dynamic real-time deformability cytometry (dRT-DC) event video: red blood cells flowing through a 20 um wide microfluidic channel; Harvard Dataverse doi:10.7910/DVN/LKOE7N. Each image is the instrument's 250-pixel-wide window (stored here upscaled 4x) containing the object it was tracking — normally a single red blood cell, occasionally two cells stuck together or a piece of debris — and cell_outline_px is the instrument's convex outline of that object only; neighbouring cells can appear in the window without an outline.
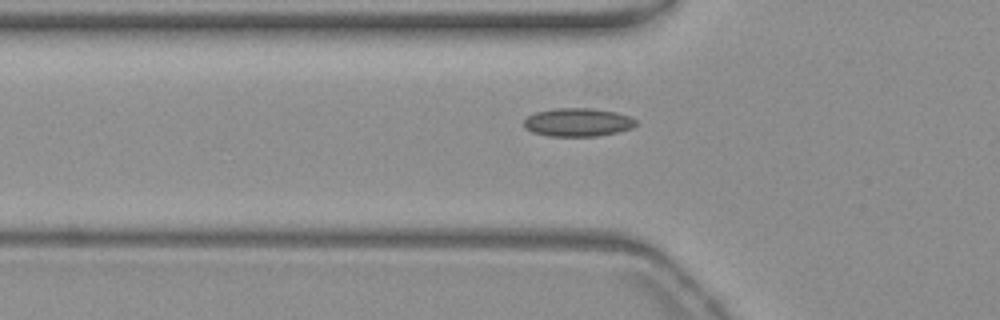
{"species": "common noctule bat (a hibernating species)", "species_latin": "Nyctalus noctula", "temperature_condition": "warm", "stored_images_in_passage": 41, "camera_frame_rate_fps": 3000, "um_per_image_px": 0.085, "animal": {"sex": "female", "body_mass_g": 19.3, "forearm_length_mm": 54.1}, "frame": {"image": 1, "passage_image": 5, "time_ms": 1.333, "image_size_px": [1000, 320], "cell_outline_px": [[636, 124], [632, 128], [616, 132], [596, 136], [548, 136], [532, 132], [524, 128], [524, 120], [528, 116], [536, 112], [556, 108], [592, 108], [616, 112], [628, 116], [636, 120]], "centroid_in_image_um": [49.09, 10.39], "position_along_channel_um": 76.7, "area_um2": 18.44}}
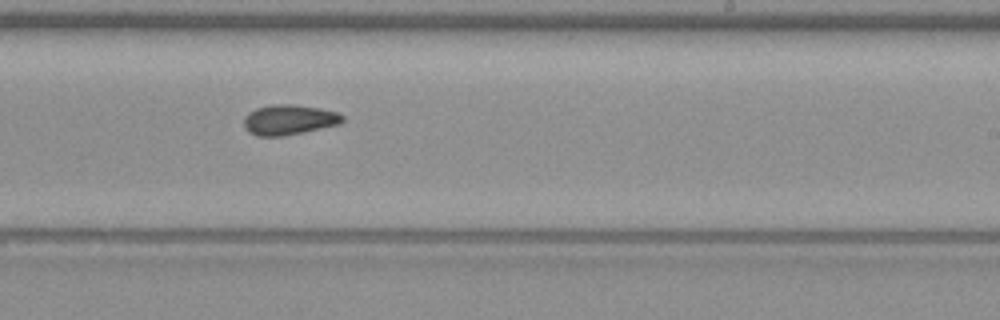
{"frame": {"image": 2, "passage_image": 20, "time_ms": 6.333, "image_size_px": [1000, 320], "cell_outline_px": [[344, 120], [340, 124], [304, 132], [280, 136], [256, 136], [248, 132], [244, 128], [244, 116], [248, 112], [256, 108], [272, 104], [292, 104], [320, 108], [336, 112], [344, 116]], "centroid_in_image_um": [24.54, 10.18], "position_along_channel_um": 264.5, "area_um2": 17.46}}
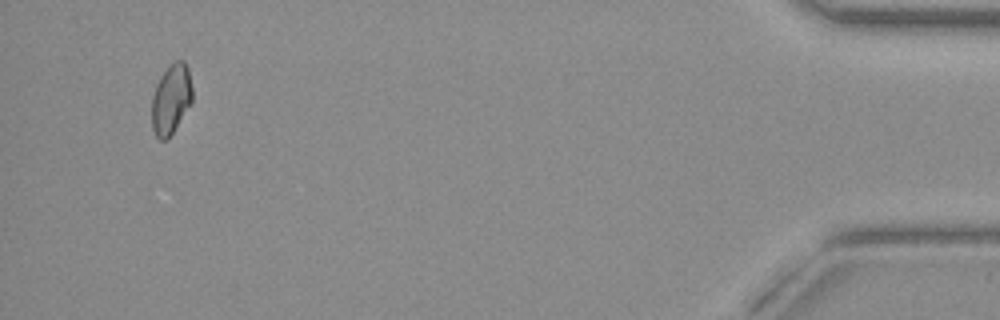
{"frame": {"image": 3, "passage_image": 39, "time_ms": 12.667, "image_size_px": [1000, 320], "cell_outline_px": [[192, 100], [172, 132], [164, 140], [160, 140], [156, 136], [152, 128], [152, 96], [156, 84], [160, 76], [176, 60], [184, 60], [188, 68], [192, 88]], "centroid_in_image_um": [14.53, 8.4], "position_along_channel_um": 420.7, "area_um2": 16.13}, "authors_computed_cell_mechanics": {"area_um2": 16.8776, "velocity_mm_per_s": 3.7454, "shape_relaxation_time_tau1_ms": null, "shape_relaxation_time_tau2_ms": 6.9429, "deformation_change_tau1": null, "deformation_change_tau2": 0.1079}}